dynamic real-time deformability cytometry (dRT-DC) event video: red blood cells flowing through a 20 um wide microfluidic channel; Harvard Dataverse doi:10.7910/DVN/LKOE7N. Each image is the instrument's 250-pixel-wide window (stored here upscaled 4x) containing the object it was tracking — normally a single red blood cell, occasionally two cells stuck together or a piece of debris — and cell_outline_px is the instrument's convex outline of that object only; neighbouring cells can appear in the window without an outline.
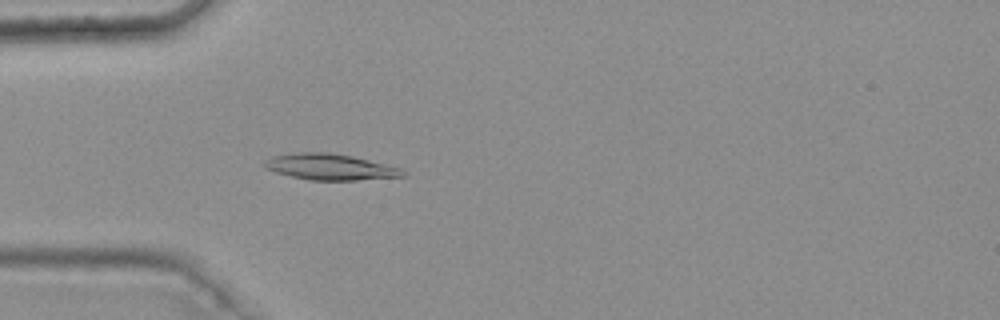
{"species": "common noctule bat (a hibernating species)", "species_latin": "Nyctalus noctula", "temperature_condition": "warm", "stored_images_in_passage": 35, "camera_frame_rate_fps": 3000, "um_per_image_px": 0.085, "animal": {"sex": "female", "body_mass_g": 25.1}, "frame": {"image": 1, "passage_image": 4, "time_ms": 1.0, "image_size_px": [1000, 320], "cell_outline_px": [[408, 176], [356, 180], [308, 180], [276, 172], [268, 168], [264, 164], [264, 160], [272, 156], [300, 152], [328, 152], [352, 156], [400, 168]], "centroid_in_image_um": [28.06, 14.19], "position_along_channel_um": 56.9, "area_um2": 20.75}}
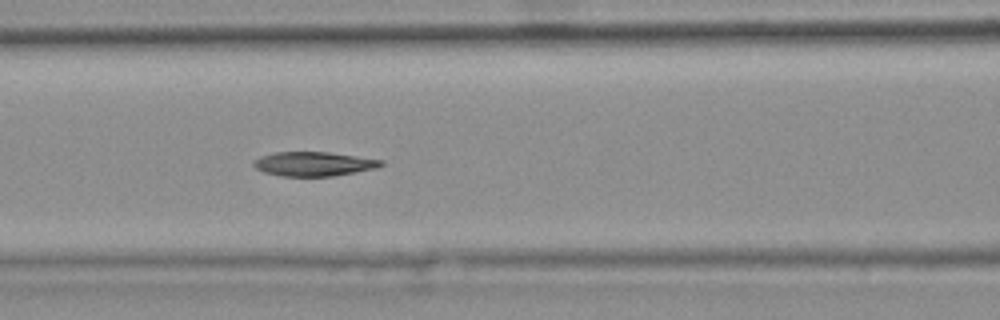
{"frame": {"image": 2, "passage_image": 11, "time_ms": 3.333, "image_size_px": [1000, 320], "cell_outline_px": [[384, 164], [376, 168], [332, 176], [280, 176], [264, 172], [256, 168], [252, 164], [252, 160], [260, 156], [276, 152], [328, 152], [384, 160]], "centroid_in_image_um": [26.63, 13.93], "position_along_channel_um": 140.0, "area_um2": 17.98}}
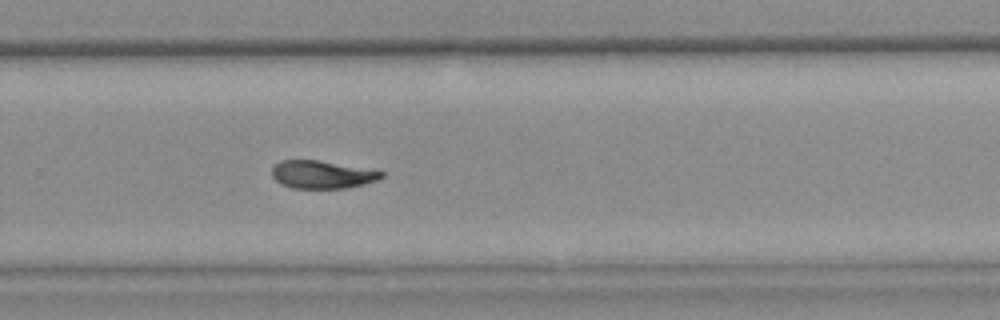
{"frame": {"image": 3, "passage_image": 24, "time_ms": 7.667, "image_size_px": [1000, 320], "cell_outline_px": [[384, 176], [376, 180], [364, 184], [344, 188], [292, 188], [280, 184], [272, 176], [272, 168], [280, 160], [316, 160], [384, 172]], "centroid_in_image_um": [27.32, 14.84], "position_along_channel_um": 302.5, "area_um2": 17.46}, "authors_computed_cell_mechanics": {"area_um2": 18.785, "velocity_mm_per_s": 3.7586, "shape_relaxation_time_tau1_ms": 8.7531, "shape_relaxation_time_tau2_ms": 7.8508, "deformation_change_tau1": 0.2158, "deformation_change_tau2": 0.1273}}